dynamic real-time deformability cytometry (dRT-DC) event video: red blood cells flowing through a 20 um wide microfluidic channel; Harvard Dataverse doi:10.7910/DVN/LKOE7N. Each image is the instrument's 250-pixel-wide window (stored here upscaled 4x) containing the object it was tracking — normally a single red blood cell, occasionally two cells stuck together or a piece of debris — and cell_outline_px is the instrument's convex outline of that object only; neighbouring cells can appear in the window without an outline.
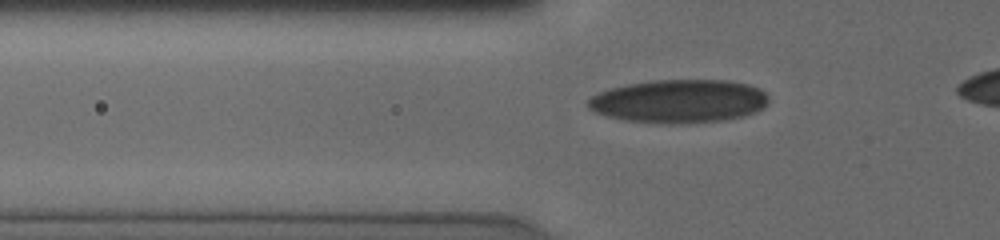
{"species": "human", "species_latin": "Homo sapiens", "temperature_condition": "cold", "stored_images_in_passage": 36, "camera_frame_rate_fps": 3000, "um_per_image_px": 0.085, "donor": {"sex": "male"}, "frame": {"image": 1, "passage_image": 6, "time_ms": 3.0, "image_size_px": [1000, 240], "cell_outline_px": [[768, 104], [764, 108], [756, 112], [744, 116], [724, 120], [688, 124], [660, 124], [624, 120], [608, 116], [596, 112], [588, 108], [588, 100], [592, 96], [608, 88], [628, 84], [652, 80], [724, 80], [748, 84], [764, 92], [768, 96]], "centroid_in_image_um": [57.73, 8.62], "position_along_channel_um": 68.1, "area_um2": 45.95}}
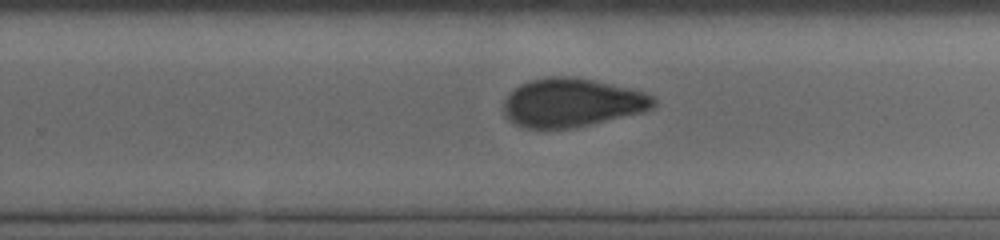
{"frame": {"image": 2, "passage_image": 23, "time_ms": 8.667, "image_size_px": [1000, 240], "cell_outline_px": [[656, 104], [652, 108], [644, 112], [592, 124], [572, 128], [524, 128], [508, 120], [504, 112], [504, 100], [520, 84], [528, 80], [548, 76], [568, 76], [592, 80], [628, 88], [644, 92], [652, 96], [656, 100]], "centroid_in_image_um": [48.61, 8.73], "position_along_channel_um": 281.2, "area_um2": 42.37}}
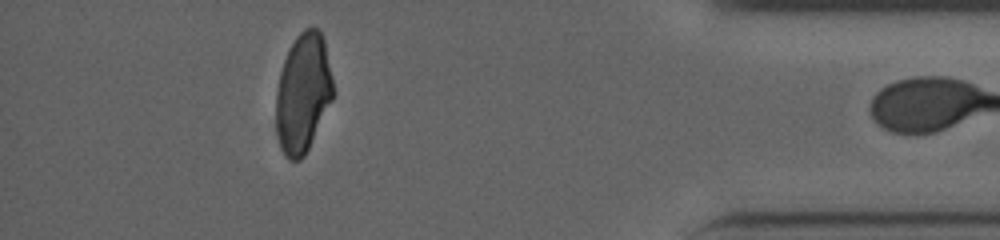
{"frame": {"image": 3, "passage_image": 35, "time_ms": 13.0, "image_size_px": [1000, 240], "cell_outline_px": [[336, 92], [304, 156], [300, 160], [288, 160], [284, 156], [280, 148], [276, 132], [276, 92], [280, 72], [284, 60], [296, 36], [304, 28], [316, 28], [320, 32], [324, 40]], "centroid_in_image_um": [25.76, 7.93], "position_along_channel_um": 409.4, "area_um2": 39.77}}